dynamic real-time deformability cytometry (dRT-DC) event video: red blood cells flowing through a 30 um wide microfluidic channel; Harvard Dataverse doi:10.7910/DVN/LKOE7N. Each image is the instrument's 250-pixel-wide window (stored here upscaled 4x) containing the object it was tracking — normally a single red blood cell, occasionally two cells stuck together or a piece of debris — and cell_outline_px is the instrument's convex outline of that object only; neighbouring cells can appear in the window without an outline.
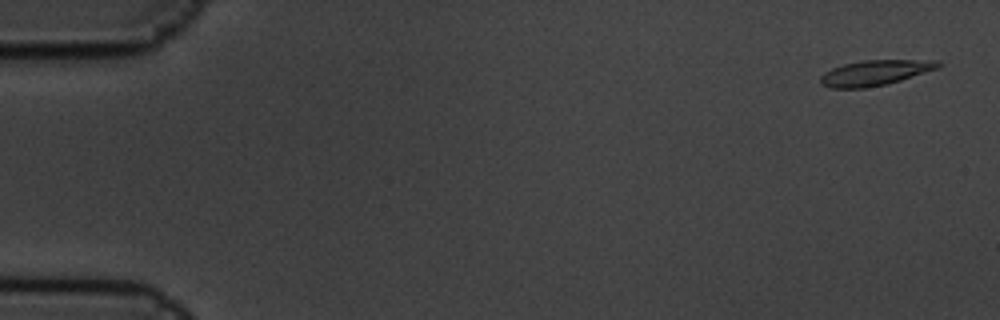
{"species": "common noctule bat (a hibernating species)", "species_latin": "Nyctalus noctula", "temperature_condition": "cold", "stored_images_in_passage": 5, "camera_frame_rate_fps": 3000, "um_per_image_px": 0.085, "animal": {"sex": "male", "body_mass_g": 19.5, "forearm_length_mm": 54.6}, "frame": {"image": 1, "passage_image": 1, "time_ms": 0.0, "image_size_px": [1000, 320], "cell_outline_px": [[940, 68], [888, 84], [864, 88], [828, 88], [820, 84], [820, 76], [832, 68], [844, 64], [864, 60], [940, 60]], "centroid_in_image_um": [74.39, 6.19], "position_along_channel_um": 10.6, "area_um2": 17.46}}
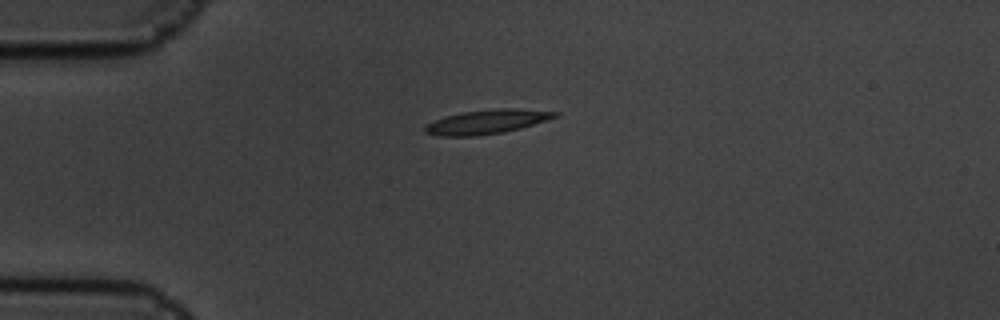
{"frame": {"image": 2, "passage_image": 4, "time_ms": 1.0, "image_size_px": [1000, 320], "cell_outline_px": [[560, 116], [520, 128], [504, 132], [476, 136], [440, 136], [424, 132], [424, 124], [444, 116], [464, 112], [496, 108], [516, 108], [560, 112]], "centroid_in_image_um": [41.38, 10.35], "position_along_channel_um": 43.6, "area_um2": 18.44}}